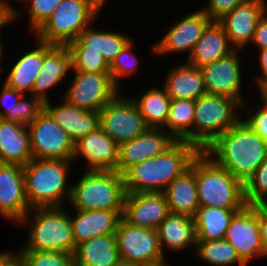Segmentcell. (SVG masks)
I'll use <instances>...</instances> for the list:
<instances>
[{
    "label": "cell",
    "instance_id": "cell-1",
    "mask_svg": "<svg viewBox=\"0 0 267 266\" xmlns=\"http://www.w3.org/2000/svg\"><path fill=\"white\" fill-rule=\"evenodd\" d=\"M244 185L267 158V142L242 119L203 151Z\"/></svg>",
    "mask_w": 267,
    "mask_h": 266
},
{
    "label": "cell",
    "instance_id": "cell-2",
    "mask_svg": "<svg viewBox=\"0 0 267 266\" xmlns=\"http://www.w3.org/2000/svg\"><path fill=\"white\" fill-rule=\"evenodd\" d=\"M200 152L193 144L176 141L162 154L130 167L123 174L125 192H163L174 178L190 168Z\"/></svg>",
    "mask_w": 267,
    "mask_h": 266
},
{
    "label": "cell",
    "instance_id": "cell-3",
    "mask_svg": "<svg viewBox=\"0 0 267 266\" xmlns=\"http://www.w3.org/2000/svg\"><path fill=\"white\" fill-rule=\"evenodd\" d=\"M72 163L73 160L31 159L23 166L25 194L31 209L63 207L64 200L69 204L72 187L67 181Z\"/></svg>",
    "mask_w": 267,
    "mask_h": 266
},
{
    "label": "cell",
    "instance_id": "cell-4",
    "mask_svg": "<svg viewBox=\"0 0 267 266\" xmlns=\"http://www.w3.org/2000/svg\"><path fill=\"white\" fill-rule=\"evenodd\" d=\"M64 208L65 206L31 209L18 224L30 225L27 231L28 241L19 251H60L74 254L76 246L70 214Z\"/></svg>",
    "mask_w": 267,
    "mask_h": 266
},
{
    "label": "cell",
    "instance_id": "cell-5",
    "mask_svg": "<svg viewBox=\"0 0 267 266\" xmlns=\"http://www.w3.org/2000/svg\"><path fill=\"white\" fill-rule=\"evenodd\" d=\"M196 186L199 206L244 209V184L217 165L204 152L196 157Z\"/></svg>",
    "mask_w": 267,
    "mask_h": 266
},
{
    "label": "cell",
    "instance_id": "cell-6",
    "mask_svg": "<svg viewBox=\"0 0 267 266\" xmlns=\"http://www.w3.org/2000/svg\"><path fill=\"white\" fill-rule=\"evenodd\" d=\"M71 187L74 210L123 211L126 195L123 175L116 171L85 170Z\"/></svg>",
    "mask_w": 267,
    "mask_h": 266
},
{
    "label": "cell",
    "instance_id": "cell-7",
    "mask_svg": "<svg viewBox=\"0 0 267 266\" xmlns=\"http://www.w3.org/2000/svg\"><path fill=\"white\" fill-rule=\"evenodd\" d=\"M242 106L231 98L204 94L195 100L193 145L201 152L241 120Z\"/></svg>",
    "mask_w": 267,
    "mask_h": 266
},
{
    "label": "cell",
    "instance_id": "cell-8",
    "mask_svg": "<svg viewBox=\"0 0 267 266\" xmlns=\"http://www.w3.org/2000/svg\"><path fill=\"white\" fill-rule=\"evenodd\" d=\"M99 14L87 0H63L42 27L32 34L50 45H69Z\"/></svg>",
    "mask_w": 267,
    "mask_h": 266
},
{
    "label": "cell",
    "instance_id": "cell-9",
    "mask_svg": "<svg viewBox=\"0 0 267 266\" xmlns=\"http://www.w3.org/2000/svg\"><path fill=\"white\" fill-rule=\"evenodd\" d=\"M115 237L122 264L149 266L167 261L156 230L130 225L122 218Z\"/></svg>",
    "mask_w": 267,
    "mask_h": 266
},
{
    "label": "cell",
    "instance_id": "cell-10",
    "mask_svg": "<svg viewBox=\"0 0 267 266\" xmlns=\"http://www.w3.org/2000/svg\"><path fill=\"white\" fill-rule=\"evenodd\" d=\"M27 129L32 159L73 160L74 140L45 109Z\"/></svg>",
    "mask_w": 267,
    "mask_h": 266
},
{
    "label": "cell",
    "instance_id": "cell-11",
    "mask_svg": "<svg viewBox=\"0 0 267 266\" xmlns=\"http://www.w3.org/2000/svg\"><path fill=\"white\" fill-rule=\"evenodd\" d=\"M73 72L75 76L63 99L79 109L99 112L121 92L110 72Z\"/></svg>",
    "mask_w": 267,
    "mask_h": 266
},
{
    "label": "cell",
    "instance_id": "cell-12",
    "mask_svg": "<svg viewBox=\"0 0 267 266\" xmlns=\"http://www.w3.org/2000/svg\"><path fill=\"white\" fill-rule=\"evenodd\" d=\"M120 92L100 111V127L119 146L133 140L149 127L140 115L135 101Z\"/></svg>",
    "mask_w": 267,
    "mask_h": 266
},
{
    "label": "cell",
    "instance_id": "cell-13",
    "mask_svg": "<svg viewBox=\"0 0 267 266\" xmlns=\"http://www.w3.org/2000/svg\"><path fill=\"white\" fill-rule=\"evenodd\" d=\"M224 239L235 248L246 265L253 259L266 257L259 230L258 206H246L237 212L230 221Z\"/></svg>",
    "mask_w": 267,
    "mask_h": 266
},
{
    "label": "cell",
    "instance_id": "cell-14",
    "mask_svg": "<svg viewBox=\"0 0 267 266\" xmlns=\"http://www.w3.org/2000/svg\"><path fill=\"white\" fill-rule=\"evenodd\" d=\"M239 50L200 68L208 94L220 95L245 103L242 89V70Z\"/></svg>",
    "mask_w": 267,
    "mask_h": 266
},
{
    "label": "cell",
    "instance_id": "cell-15",
    "mask_svg": "<svg viewBox=\"0 0 267 266\" xmlns=\"http://www.w3.org/2000/svg\"><path fill=\"white\" fill-rule=\"evenodd\" d=\"M210 22V18L202 9L197 10V12H190L175 22L160 41L154 43L152 54L156 53L162 56L167 53L187 52L188 57L186 58L188 59Z\"/></svg>",
    "mask_w": 267,
    "mask_h": 266
},
{
    "label": "cell",
    "instance_id": "cell-16",
    "mask_svg": "<svg viewBox=\"0 0 267 266\" xmlns=\"http://www.w3.org/2000/svg\"><path fill=\"white\" fill-rule=\"evenodd\" d=\"M30 210L23 166L0 163V216L18 225Z\"/></svg>",
    "mask_w": 267,
    "mask_h": 266
},
{
    "label": "cell",
    "instance_id": "cell-17",
    "mask_svg": "<svg viewBox=\"0 0 267 266\" xmlns=\"http://www.w3.org/2000/svg\"><path fill=\"white\" fill-rule=\"evenodd\" d=\"M175 142L163 128H148L137 138L119 145L115 171L123 175L133 165L162 154Z\"/></svg>",
    "mask_w": 267,
    "mask_h": 266
},
{
    "label": "cell",
    "instance_id": "cell-18",
    "mask_svg": "<svg viewBox=\"0 0 267 266\" xmlns=\"http://www.w3.org/2000/svg\"><path fill=\"white\" fill-rule=\"evenodd\" d=\"M266 12V0H245L218 22L223 26L230 44L241 51L251 43L255 28Z\"/></svg>",
    "mask_w": 267,
    "mask_h": 266
},
{
    "label": "cell",
    "instance_id": "cell-19",
    "mask_svg": "<svg viewBox=\"0 0 267 266\" xmlns=\"http://www.w3.org/2000/svg\"><path fill=\"white\" fill-rule=\"evenodd\" d=\"M168 214L163 192L125 195L122 218L130 225L156 230Z\"/></svg>",
    "mask_w": 267,
    "mask_h": 266
},
{
    "label": "cell",
    "instance_id": "cell-20",
    "mask_svg": "<svg viewBox=\"0 0 267 266\" xmlns=\"http://www.w3.org/2000/svg\"><path fill=\"white\" fill-rule=\"evenodd\" d=\"M119 146L101 127L75 142L73 162L79 157L86 161V170L115 171Z\"/></svg>",
    "mask_w": 267,
    "mask_h": 266
},
{
    "label": "cell",
    "instance_id": "cell-21",
    "mask_svg": "<svg viewBox=\"0 0 267 266\" xmlns=\"http://www.w3.org/2000/svg\"><path fill=\"white\" fill-rule=\"evenodd\" d=\"M71 70V54L67 45L44 43V59L32 93L43 104L50 101V89L61 84ZM48 92V93H47Z\"/></svg>",
    "mask_w": 267,
    "mask_h": 266
},
{
    "label": "cell",
    "instance_id": "cell-22",
    "mask_svg": "<svg viewBox=\"0 0 267 266\" xmlns=\"http://www.w3.org/2000/svg\"><path fill=\"white\" fill-rule=\"evenodd\" d=\"M75 211V215L70 213L75 246L96 236L115 234L123 215V211Z\"/></svg>",
    "mask_w": 267,
    "mask_h": 266
},
{
    "label": "cell",
    "instance_id": "cell-23",
    "mask_svg": "<svg viewBox=\"0 0 267 266\" xmlns=\"http://www.w3.org/2000/svg\"><path fill=\"white\" fill-rule=\"evenodd\" d=\"M62 100V104L57 106L52 105L50 100L44 103V109L74 142L100 127L99 112L79 109L63 98Z\"/></svg>",
    "mask_w": 267,
    "mask_h": 266
},
{
    "label": "cell",
    "instance_id": "cell-24",
    "mask_svg": "<svg viewBox=\"0 0 267 266\" xmlns=\"http://www.w3.org/2000/svg\"><path fill=\"white\" fill-rule=\"evenodd\" d=\"M163 193L169 213L195 217L200 207L196 186V158L189 169L168 184Z\"/></svg>",
    "mask_w": 267,
    "mask_h": 266
},
{
    "label": "cell",
    "instance_id": "cell-25",
    "mask_svg": "<svg viewBox=\"0 0 267 266\" xmlns=\"http://www.w3.org/2000/svg\"><path fill=\"white\" fill-rule=\"evenodd\" d=\"M131 40L132 38L125 33L104 29L97 30L89 26L78 35L76 40L68 45V48L69 51H94L101 53L110 65Z\"/></svg>",
    "mask_w": 267,
    "mask_h": 266
},
{
    "label": "cell",
    "instance_id": "cell-26",
    "mask_svg": "<svg viewBox=\"0 0 267 266\" xmlns=\"http://www.w3.org/2000/svg\"><path fill=\"white\" fill-rule=\"evenodd\" d=\"M235 50L230 44L223 26L218 21H211L204 29L186 62L201 68L230 55Z\"/></svg>",
    "mask_w": 267,
    "mask_h": 266
},
{
    "label": "cell",
    "instance_id": "cell-27",
    "mask_svg": "<svg viewBox=\"0 0 267 266\" xmlns=\"http://www.w3.org/2000/svg\"><path fill=\"white\" fill-rule=\"evenodd\" d=\"M156 231L163 255L166 249L179 252L194 246L196 248L197 232L194 218L169 213Z\"/></svg>",
    "mask_w": 267,
    "mask_h": 266
},
{
    "label": "cell",
    "instance_id": "cell-28",
    "mask_svg": "<svg viewBox=\"0 0 267 266\" xmlns=\"http://www.w3.org/2000/svg\"><path fill=\"white\" fill-rule=\"evenodd\" d=\"M31 159L27 126L0 118V163L25 166Z\"/></svg>",
    "mask_w": 267,
    "mask_h": 266
},
{
    "label": "cell",
    "instance_id": "cell-29",
    "mask_svg": "<svg viewBox=\"0 0 267 266\" xmlns=\"http://www.w3.org/2000/svg\"><path fill=\"white\" fill-rule=\"evenodd\" d=\"M166 74L163 87L171 99L197 100L207 93L205 81L200 68L188 64L186 61L178 63Z\"/></svg>",
    "mask_w": 267,
    "mask_h": 266
},
{
    "label": "cell",
    "instance_id": "cell-30",
    "mask_svg": "<svg viewBox=\"0 0 267 266\" xmlns=\"http://www.w3.org/2000/svg\"><path fill=\"white\" fill-rule=\"evenodd\" d=\"M75 266H120L115 234L96 236L76 246Z\"/></svg>",
    "mask_w": 267,
    "mask_h": 266
},
{
    "label": "cell",
    "instance_id": "cell-31",
    "mask_svg": "<svg viewBox=\"0 0 267 266\" xmlns=\"http://www.w3.org/2000/svg\"><path fill=\"white\" fill-rule=\"evenodd\" d=\"M37 46L28 50L25 54L16 60L14 65L9 68L10 72L5 78L8 87L15 89L21 93L31 94L35 81L41 73L44 59V42L36 39Z\"/></svg>",
    "mask_w": 267,
    "mask_h": 266
},
{
    "label": "cell",
    "instance_id": "cell-32",
    "mask_svg": "<svg viewBox=\"0 0 267 266\" xmlns=\"http://www.w3.org/2000/svg\"><path fill=\"white\" fill-rule=\"evenodd\" d=\"M241 210L200 206L194 217L197 241L223 240L231 219Z\"/></svg>",
    "mask_w": 267,
    "mask_h": 266
},
{
    "label": "cell",
    "instance_id": "cell-33",
    "mask_svg": "<svg viewBox=\"0 0 267 266\" xmlns=\"http://www.w3.org/2000/svg\"><path fill=\"white\" fill-rule=\"evenodd\" d=\"M161 87H152L140 96L131 97L149 128H163L168 119L171 98Z\"/></svg>",
    "mask_w": 267,
    "mask_h": 266
},
{
    "label": "cell",
    "instance_id": "cell-34",
    "mask_svg": "<svg viewBox=\"0 0 267 266\" xmlns=\"http://www.w3.org/2000/svg\"><path fill=\"white\" fill-rule=\"evenodd\" d=\"M195 100L171 99L169 115L163 129L176 141L193 144Z\"/></svg>",
    "mask_w": 267,
    "mask_h": 266
},
{
    "label": "cell",
    "instance_id": "cell-35",
    "mask_svg": "<svg viewBox=\"0 0 267 266\" xmlns=\"http://www.w3.org/2000/svg\"><path fill=\"white\" fill-rule=\"evenodd\" d=\"M196 256L211 266H247L237 255L235 248L225 239L197 241Z\"/></svg>",
    "mask_w": 267,
    "mask_h": 266
},
{
    "label": "cell",
    "instance_id": "cell-36",
    "mask_svg": "<svg viewBox=\"0 0 267 266\" xmlns=\"http://www.w3.org/2000/svg\"><path fill=\"white\" fill-rule=\"evenodd\" d=\"M24 266H75L74 254L60 251H17Z\"/></svg>",
    "mask_w": 267,
    "mask_h": 266
},
{
    "label": "cell",
    "instance_id": "cell-37",
    "mask_svg": "<svg viewBox=\"0 0 267 266\" xmlns=\"http://www.w3.org/2000/svg\"><path fill=\"white\" fill-rule=\"evenodd\" d=\"M133 41L134 40L132 39L110 64V74L112 80L119 88L122 86L119 85L121 84L120 81L126 76L129 77L133 75L134 72L137 71L139 65L137 56L132 51V47H134Z\"/></svg>",
    "mask_w": 267,
    "mask_h": 266
},
{
    "label": "cell",
    "instance_id": "cell-38",
    "mask_svg": "<svg viewBox=\"0 0 267 266\" xmlns=\"http://www.w3.org/2000/svg\"><path fill=\"white\" fill-rule=\"evenodd\" d=\"M25 97V95L21 97L19 103L4 118L5 120L29 126L37 118L44 109V104L33 95H30L31 98L28 100Z\"/></svg>",
    "mask_w": 267,
    "mask_h": 266
},
{
    "label": "cell",
    "instance_id": "cell-39",
    "mask_svg": "<svg viewBox=\"0 0 267 266\" xmlns=\"http://www.w3.org/2000/svg\"><path fill=\"white\" fill-rule=\"evenodd\" d=\"M71 70L82 72H110V65L101 53L94 51H70Z\"/></svg>",
    "mask_w": 267,
    "mask_h": 266
},
{
    "label": "cell",
    "instance_id": "cell-40",
    "mask_svg": "<svg viewBox=\"0 0 267 266\" xmlns=\"http://www.w3.org/2000/svg\"><path fill=\"white\" fill-rule=\"evenodd\" d=\"M63 0H22L29 4V30L35 34L42 25L51 17L52 13Z\"/></svg>",
    "mask_w": 267,
    "mask_h": 266
},
{
    "label": "cell",
    "instance_id": "cell-41",
    "mask_svg": "<svg viewBox=\"0 0 267 266\" xmlns=\"http://www.w3.org/2000/svg\"><path fill=\"white\" fill-rule=\"evenodd\" d=\"M247 206L256 205L267 195V158L244 185Z\"/></svg>",
    "mask_w": 267,
    "mask_h": 266
},
{
    "label": "cell",
    "instance_id": "cell-42",
    "mask_svg": "<svg viewBox=\"0 0 267 266\" xmlns=\"http://www.w3.org/2000/svg\"><path fill=\"white\" fill-rule=\"evenodd\" d=\"M258 110H254L251 108L249 109L244 103L242 105V110L247 108L248 117L246 116L241 118L257 135H259L262 139H264L267 142V104L264 102H260ZM254 110V111H253ZM250 113V114H249Z\"/></svg>",
    "mask_w": 267,
    "mask_h": 266
},
{
    "label": "cell",
    "instance_id": "cell-43",
    "mask_svg": "<svg viewBox=\"0 0 267 266\" xmlns=\"http://www.w3.org/2000/svg\"><path fill=\"white\" fill-rule=\"evenodd\" d=\"M245 0H208V6H204L202 10L210 18L211 21H219L237 5Z\"/></svg>",
    "mask_w": 267,
    "mask_h": 266
},
{
    "label": "cell",
    "instance_id": "cell-44",
    "mask_svg": "<svg viewBox=\"0 0 267 266\" xmlns=\"http://www.w3.org/2000/svg\"><path fill=\"white\" fill-rule=\"evenodd\" d=\"M2 86L0 91V105L1 107L3 106V109L0 107V118L4 119L9 114V111L19 103V100L24 94L8 87L5 83Z\"/></svg>",
    "mask_w": 267,
    "mask_h": 266
},
{
    "label": "cell",
    "instance_id": "cell-45",
    "mask_svg": "<svg viewBox=\"0 0 267 266\" xmlns=\"http://www.w3.org/2000/svg\"><path fill=\"white\" fill-rule=\"evenodd\" d=\"M254 44L257 46V49H266L267 48V12L259 20L251 45Z\"/></svg>",
    "mask_w": 267,
    "mask_h": 266
},
{
    "label": "cell",
    "instance_id": "cell-46",
    "mask_svg": "<svg viewBox=\"0 0 267 266\" xmlns=\"http://www.w3.org/2000/svg\"><path fill=\"white\" fill-rule=\"evenodd\" d=\"M258 63L261 74L256 76L255 83L258 91L267 83V48L258 50Z\"/></svg>",
    "mask_w": 267,
    "mask_h": 266
},
{
    "label": "cell",
    "instance_id": "cell-47",
    "mask_svg": "<svg viewBox=\"0 0 267 266\" xmlns=\"http://www.w3.org/2000/svg\"><path fill=\"white\" fill-rule=\"evenodd\" d=\"M14 23V9L5 1L0 0V30L7 24ZM2 32V31H0ZM1 37V33H0Z\"/></svg>",
    "mask_w": 267,
    "mask_h": 266
},
{
    "label": "cell",
    "instance_id": "cell-48",
    "mask_svg": "<svg viewBox=\"0 0 267 266\" xmlns=\"http://www.w3.org/2000/svg\"><path fill=\"white\" fill-rule=\"evenodd\" d=\"M0 266H24L22 259L16 251L0 252Z\"/></svg>",
    "mask_w": 267,
    "mask_h": 266
},
{
    "label": "cell",
    "instance_id": "cell-49",
    "mask_svg": "<svg viewBox=\"0 0 267 266\" xmlns=\"http://www.w3.org/2000/svg\"><path fill=\"white\" fill-rule=\"evenodd\" d=\"M258 223H259L262 245L264 247L265 256L267 258V213H264L259 207H258Z\"/></svg>",
    "mask_w": 267,
    "mask_h": 266
},
{
    "label": "cell",
    "instance_id": "cell-50",
    "mask_svg": "<svg viewBox=\"0 0 267 266\" xmlns=\"http://www.w3.org/2000/svg\"><path fill=\"white\" fill-rule=\"evenodd\" d=\"M107 0H87V3L100 15Z\"/></svg>",
    "mask_w": 267,
    "mask_h": 266
},
{
    "label": "cell",
    "instance_id": "cell-51",
    "mask_svg": "<svg viewBox=\"0 0 267 266\" xmlns=\"http://www.w3.org/2000/svg\"><path fill=\"white\" fill-rule=\"evenodd\" d=\"M258 94L261 97L260 100L267 104V83L258 91Z\"/></svg>",
    "mask_w": 267,
    "mask_h": 266
},
{
    "label": "cell",
    "instance_id": "cell-52",
    "mask_svg": "<svg viewBox=\"0 0 267 266\" xmlns=\"http://www.w3.org/2000/svg\"><path fill=\"white\" fill-rule=\"evenodd\" d=\"M3 1H5L6 3H8L13 9H14V22L16 21V20H18V22H19V19L21 18V14H22V10H21V13H20V11H19V9L18 8H16V6L14 7V6H12V4L10 3V2H8V0H3ZM18 1V0H17ZM22 0H19V2H21ZM18 9V10H17ZM20 17V18H19Z\"/></svg>",
    "mask_w": 267,
    "mask_h": 266
},
{
    "label": "cell",
    "instance_id": "cell-53",
    "mask_svg": "<svg viewBox=\"0 0 267 266\" xmlns=\"http://www.w3.org/2000/svg\"><path fill=\"white\" fill-rule=\"evenodd\" d=\"M264 213H267V195L256 204Z\"/></svg>",
    "mask_w": 267,
    "mask_h": 266
},
{
    "label": "cell",
    "instance_id": "cell-54",
    "mask_svg": "<svg viewBox=\"0 0 267 266\" xmlns=\"http://www.w3.org/2000/svg\"><path fill=\"white\" fill-rule=\"evenodd\" d=\"M2 42H3L2 41V37H0V69L2 68L1 64H3V63H1L2 62V58H3V53H5V52H3L5 50V48H3L4 45H3Z\"/></svg>",
    "mask_w": 267,
    "mask_h": 266
},
{
    "label": "cell",
    "instance_id": "cell-55",
    "mask_svg": "<svg viewBox=\"0 0 267 266\" xmlns=\"http://www.w3.org/2000/svg\"><path fill=\"white\" fill-rule=\"evenodd\" d=\"M149 266H170V264L165 261V262H162V263H159V264L149 265Z\"/></svg>",
    "mask_w": 267,
    "mask_h": 266
},
{
    "label": "cell",
    "instance_id": "cell-56",
    "mask_svg": "<svg viewBox=\"0 0 267 266\" xmlns=\"http://www.w3.org/2000/svg\"><path fill=\"white\" fill-rule=\"evenodd\" d=\"M120 266H134V265L121 264Z\"/></svg>",
    "mask_w": 267,
    "mask_h": 266
}]
</instances>
